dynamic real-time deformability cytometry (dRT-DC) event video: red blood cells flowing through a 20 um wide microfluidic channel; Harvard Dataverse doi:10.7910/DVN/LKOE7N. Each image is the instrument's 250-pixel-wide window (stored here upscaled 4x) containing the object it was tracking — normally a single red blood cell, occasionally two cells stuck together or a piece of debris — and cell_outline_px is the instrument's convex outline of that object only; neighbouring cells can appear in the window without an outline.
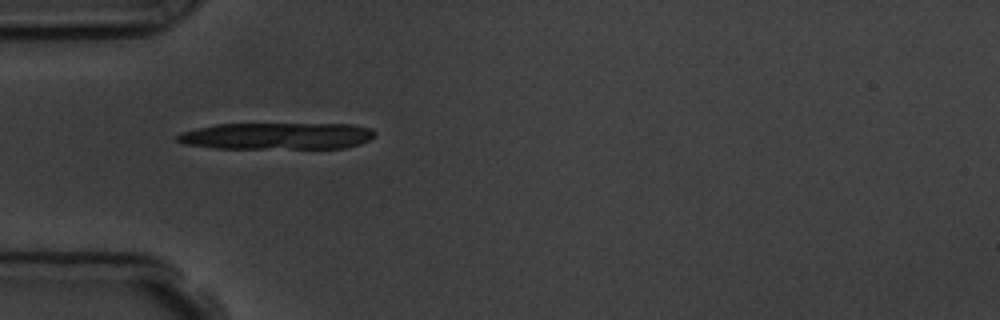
{"species": "common noctule bat (a hibernating species)", "species_latin": "Nyctalus noctula", "temperature_condition": "room temperature", "stored_images_in_passage": 7, "camera_frame_rate_fps": 3000, "um_per_image_px": 0.085, "animal": {"sex": "male", "body_mass_g": 19.5, "forearm_length_mm": 54.6}, "frame": {"image": 1, "passage_image": 6, "time_ms": 6.667, "image_size_px": [1000, 320], "cell_outline_px": [[376, 136], [360, 144], [344, 148], [212, 148], [184, 144], [176, 140], [176, 136], [180, 132], [216, 124], [352, 124], [372, 128], [376, 132]], "centroid_in_image_um": [23.56, 11.56], "position_along_channel_um": 61.4, "area_um2": 30.98}}